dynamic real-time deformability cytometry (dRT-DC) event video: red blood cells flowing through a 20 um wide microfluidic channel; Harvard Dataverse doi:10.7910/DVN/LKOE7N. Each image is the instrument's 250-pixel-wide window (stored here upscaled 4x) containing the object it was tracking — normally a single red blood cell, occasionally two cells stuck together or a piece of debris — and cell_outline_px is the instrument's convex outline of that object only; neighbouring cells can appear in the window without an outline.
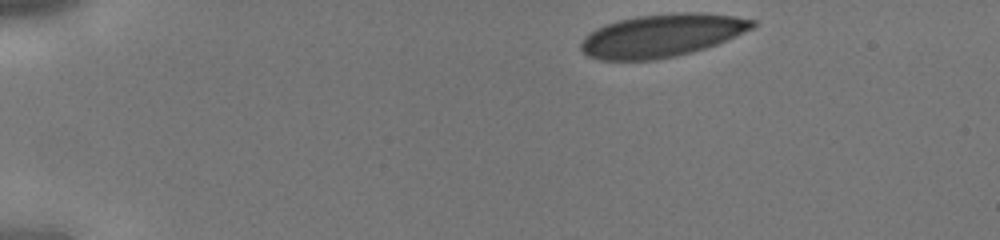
{"species": "human", "species_latin": "Homo sapiens", "temperature_condition": "cold", "stored_images_in_passage": 37, "camera_frame_rate_fps": 3000, "um_per_image_px": 0.085, "donor": {"sex": "male"}, "frame": {"image": 1, "passage_image": 1, "time_ms": 0.0, "image_size_px": [1000, 240], "cell_outline_px": [[756, 24], [752, 28], [736, 36], [716, 44], [692, 52], [676, 56], [656, 60], [600, 60], [588, 56], [580, 48], [580, 44], [584, 36], [596, 28], [604, 24], [636, 16], [676, 12], [704, 12], [736, 16], [756, 20]], "centroid_in_image_um": [56.25, 3.01], "position_along_channel_um": 28.7, "area_um2": 43.12}}
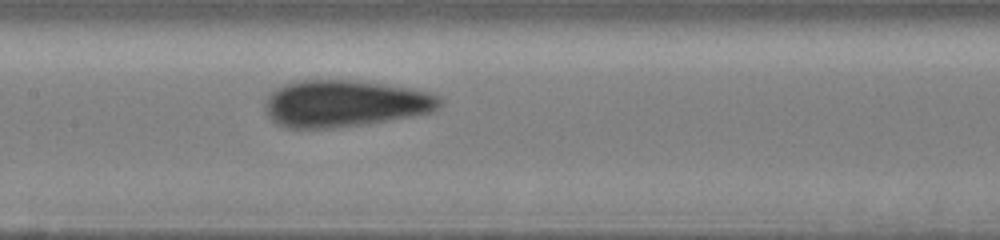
{"frame": {"image": 2, "passage_image": 16, "time_ms": 5.0, "image_size_px": [1000, 240], "cell_outline_px": [[444, 104], [440, 108], [432, 112], [412, 116], [368, 124], [332, 128], [288, 128], [276, 124], [268, 116], [264, 104], [264, 100], [276, 88], [284, 84], [300, 80], [356, 80], [408, 88], [432, 92], [440, 96], [444, 100]], "centroid_in_image_um": [29.34, 8.8], "position_along_channel_um": 178.1, "area_um2": 48.15}}
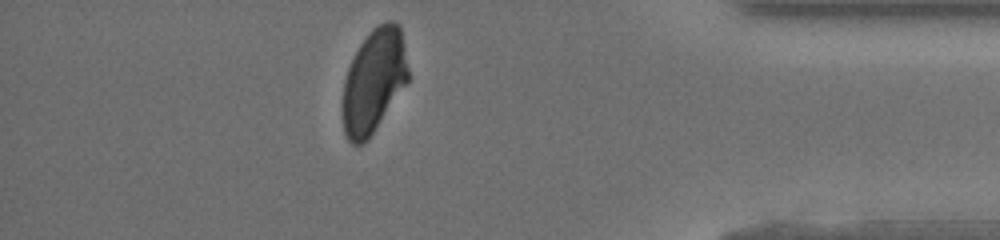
{"frame": {"image": 3, "passage_image": 32, "time_ms": 10.333, "image_size_px": [1000, 240], "cell_outline_px": [[408, 80], [368, 140], [360, 144], [352, 144], [348, 140], [344, 132], [344, 80], [348, 68], [360, 44], [372, 28], [376, 24], [388, 20], [396, 20], [400, 24], [408, 68]], "centroid_in_image_um": [31.79, 6.83], "position_along_channel_um": 403.4, "area_um2": 39.13}}